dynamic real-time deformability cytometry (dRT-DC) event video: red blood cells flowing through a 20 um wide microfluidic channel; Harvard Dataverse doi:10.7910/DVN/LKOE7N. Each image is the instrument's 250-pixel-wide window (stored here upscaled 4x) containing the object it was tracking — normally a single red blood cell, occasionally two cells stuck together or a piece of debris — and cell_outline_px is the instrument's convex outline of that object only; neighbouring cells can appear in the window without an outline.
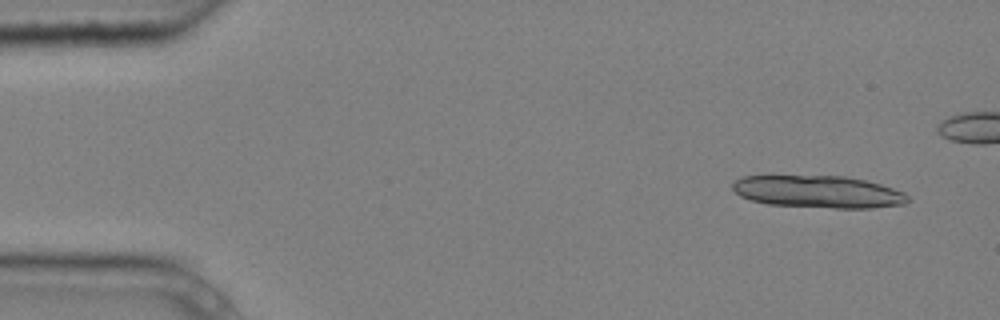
{"species": "common noctule bat (a hibernating species)", "species_latin": "Nyctalus noctula", "temperature_condition": "cold", "stored_images_in_passage": 6, "camera_frame_rate_fps": 3000, "um_per_image_px": 0.085, "animal": {"sex": "male", "body_mass_g": 20.4}, "frame": {"image": 1, "passage_image": 1, "time_ms": 0.0, "image_size_px": [1000, 320], "cell_outline_px": [[908, 200], [904, 204], [872, 208], [832, 208], [768, 204], [752, 200], [740, 196], [732, 188], [732, 184], [740, 176], [844, 176], [864, 180], [880, 184], [904, 192], [908, 196]], "centroid_in_image_um": [69.54, 16.3], "position_along_channel_um": 15.5, "area_um2": 32.83}}
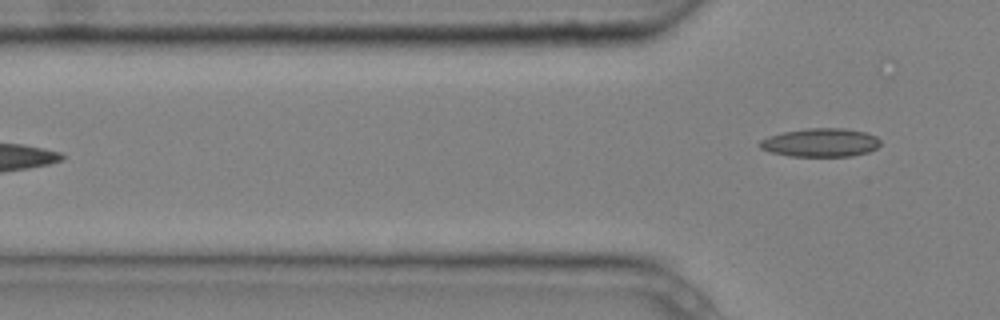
{"frame": {"image": 2, "passage_image": 6, "time_ms": 1.667, "image_size_px": [1000, 320], "cell_outline_px": [[880, 144], [876, 148], [868, 152], [852, 156], [788, 156], [772, 152], [760, 148], [760, 140], [768, 136], [784, 132], [808, 128], [844, 128], [864, 132], [876, 136], [880, 140]], "centroid_in_image_um": [69.75, 12.12], "position_along_channel_um": 56.0, "area_um2": 19.94}}